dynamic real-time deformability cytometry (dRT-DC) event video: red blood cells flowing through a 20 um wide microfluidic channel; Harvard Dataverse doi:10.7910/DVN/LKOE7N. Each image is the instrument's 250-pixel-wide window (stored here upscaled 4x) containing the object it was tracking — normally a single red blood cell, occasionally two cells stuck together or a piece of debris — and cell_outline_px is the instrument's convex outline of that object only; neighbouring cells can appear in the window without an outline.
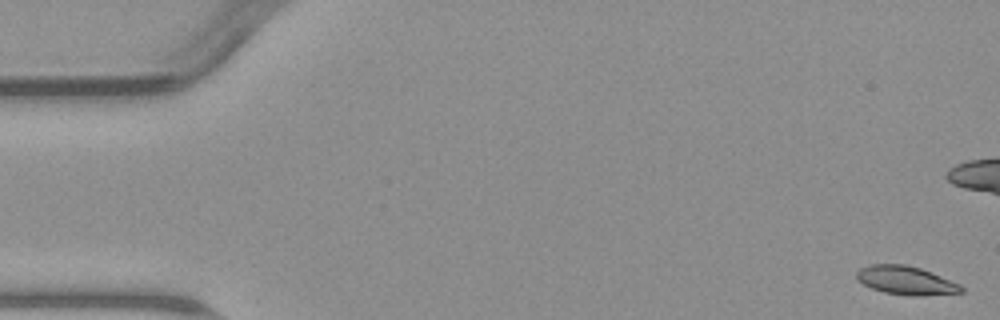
{"species": "common noctule bat (a hibernating species)", "species_latin": "Nyctalus noctula", "temperature_condition": "warm", "stored_images_in_passage": 6, "camera_frame_rate_fps": 3000, "um_per_image_px": 0.085, "animal": {"sex": "male", "body_mass_g": 23.1, "forearm_length_mm": 52.7}, "frame": {"image": 1, "passage_image": 1, "time_ms": 0.0, "image_size_px": [1000, 320], "cell_outline_px": [[964, 292], [916, 296], [912, 296], [884, 292], [872, 288], [856, 280], [856, 272], [860, 268], [872, 264], [904, 264], [920, 268], [932, 272], [960, 284], [964, 288]], "centroid_in_image_um": [77.0, 23.83], "position_along_channel_um": 8.0, "area_um2": 17.4}}